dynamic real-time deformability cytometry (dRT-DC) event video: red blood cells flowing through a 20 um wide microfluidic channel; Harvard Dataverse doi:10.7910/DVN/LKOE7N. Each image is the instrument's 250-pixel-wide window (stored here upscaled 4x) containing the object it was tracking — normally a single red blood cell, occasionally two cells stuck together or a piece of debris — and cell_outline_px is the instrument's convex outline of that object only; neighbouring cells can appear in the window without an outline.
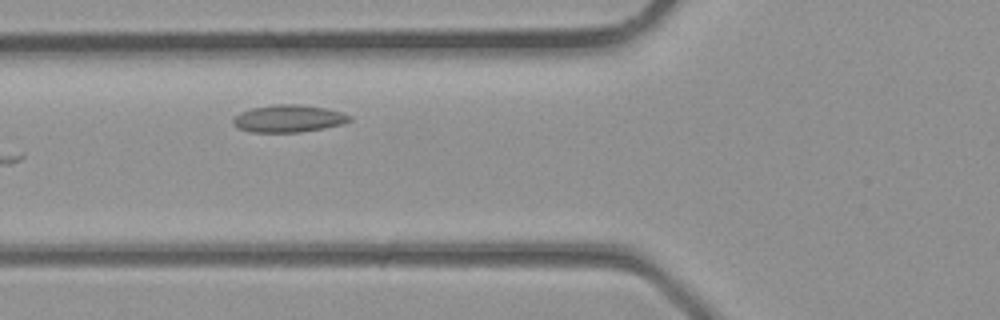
{"species": "common noctule bat (a hibernating species)", "species_latin": "Nyctalus noctula", "temperature_condition": "room temperature", "stored_images_in_passage": 3, "camera_frame_rate_fps": 3000, "um_per_image_px": 0.085, "animal": {"sex": "male", "body_mass_g": 23.1, "forearm_length_mm": 52.7}, "frame": {"image": 1, "passage_image": 3, "time_ms": 0.667, "image_size_px": [1000, 320], "cell_outline_px": [[352, 120], [340, 124], [324, 128], [300, 132], [252, 132], [240, 128], [232, 124], [232, 120], [240, 112], [252, 108], [276, 104], [300, 104], [324, 108], [340, 112], [352, 116]], "centroid_in_image_um": [24.52, 10.07], "position_along_channel_um": 101.3, "area_um2": 18.38}}